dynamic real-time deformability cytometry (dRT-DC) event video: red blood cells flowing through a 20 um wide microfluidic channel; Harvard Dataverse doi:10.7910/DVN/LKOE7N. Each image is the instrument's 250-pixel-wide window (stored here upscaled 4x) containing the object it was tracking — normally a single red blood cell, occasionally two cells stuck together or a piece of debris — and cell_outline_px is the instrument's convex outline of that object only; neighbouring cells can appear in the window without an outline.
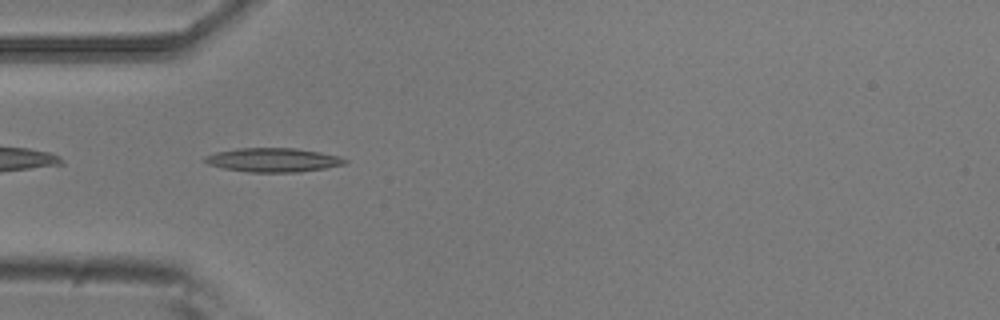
{"species": "common noctule bat (a hibernating species)", "species_latin": "Nyctalus noctula", "temperature_condition": "room temperature", "stored_images_in_passage": 6, "camera_frame_rate_fps": 3000, "um_per_image_px": 0.085, "animal": {"sex": "male", "body_mass_g": 20.5, "forearm_length_mm": 52.5}, "frame": {"image": 1, "passage_image": 5, "time_ms": 1.333, "image_size_px": [1000, 320], "cell_outline_px": [[348, 160], [344, 164], [324, 168], [300, 172], [248, 172], [224, 168], [208, 164], [204, 160], [204, 156], [216, 152], [240, 148], [296, 148], [320, 152], [340, 156]], "centroid_in_image_um": [23.22, 13.59], "position_along_channel_um": 61.8, "area_um2": 19.48}}
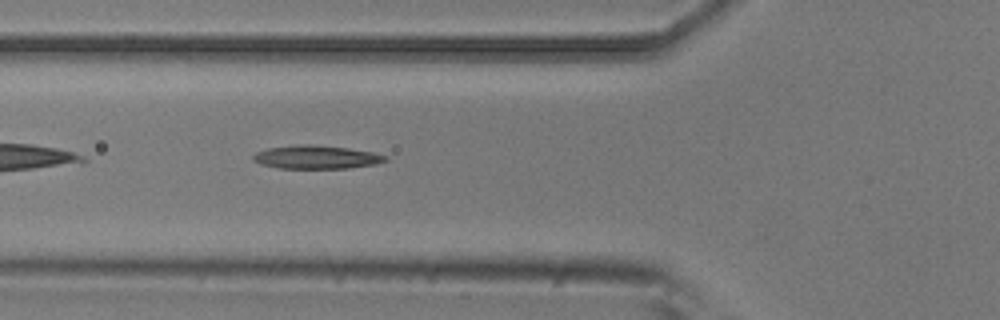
{"frame": {"image": 2, "passage_image": 6, "time_ms": 1.667, "image_size_px": [1000, 320], "cell_outline_px": [[388, 160], [376, 164], [348, 168], [280, 168], [260, 164], [252, 160], [252, 156], [256, 152], [268, 148], [304, 144], [308, 144], [348, 148], [372, 152], [388, 156]], "centroid_in_image_um": [26.89, 13.36], "position_along_channel_um": 98.9, "area_um2": 17.92}}